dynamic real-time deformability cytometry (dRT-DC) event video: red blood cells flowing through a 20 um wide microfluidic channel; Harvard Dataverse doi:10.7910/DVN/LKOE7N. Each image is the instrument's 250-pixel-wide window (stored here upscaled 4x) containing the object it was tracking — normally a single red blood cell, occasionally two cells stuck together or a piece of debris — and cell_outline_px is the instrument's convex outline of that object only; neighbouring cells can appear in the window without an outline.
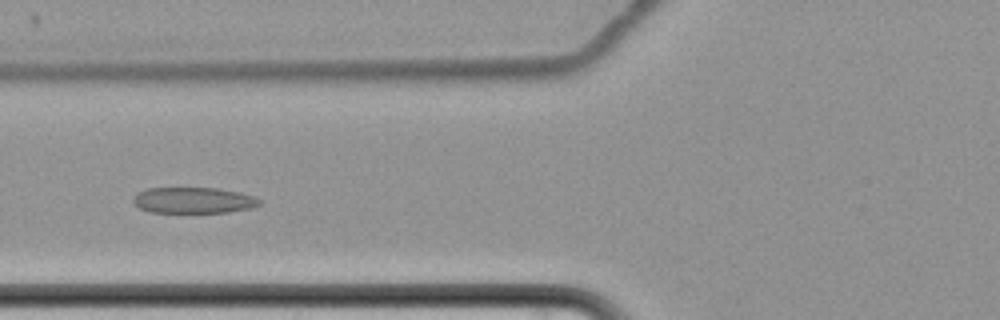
{"species": "common noctule bat (a hibernating species)", "species_latin": "Nyctalus noctula", "temperature_condition": "cold", "stored_images_in_passage": 68, "camera_frame_rate_fps": 3000, "um_per_image_px": 0.085, "animal": {"sex": "female", "body_mass_g": 22.7, "forearm_length_mm": 54.2}, "frame": {"image": 1, "passage_image": 31, "time_ms": 10.0, "image_size_px": [1000, 320], "cell_outline_px": [[260, 204], [252, 208], [228, 212], [152, 212], [140, 208], [132, 204], [132, 200], [140, 192], [148, 188], [216, 188], [240, 192], [256, 196], [260, 200]], "centroid_in_image_um": [16.48, 17.02], "position_along_channel_um": 109.3, "area_um2": 19.07}}
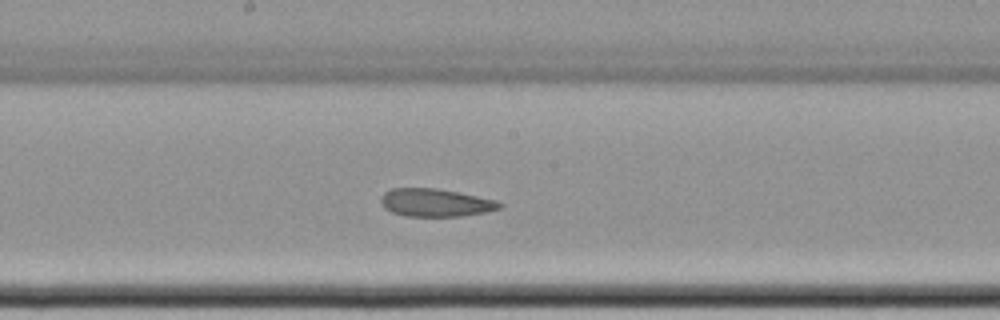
{"frame": {"image": 2, "passage_image": 40, "time_ms": 13.0, "image_size_px": [1000, 320], "cell_outline_px": [[504, 204], [500, 208], [484, 212], [460, 216], [408, 216], [392, 212], [384, 208], [380, 204], [380, 196], [384, 192], [392, 188], [436, 188], [496, 200]], "centroid_in_image_um": [36.97, 17.22], "position_along_channel_um": 211.2, "area_um2": 19.19}}
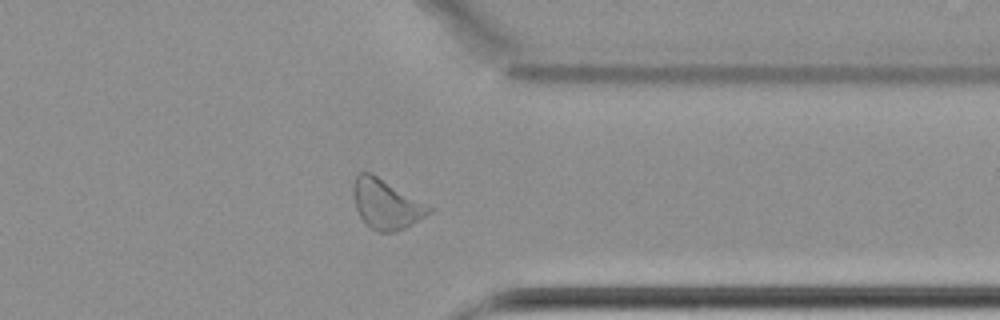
{"frame": {"image": 3, "passage_image": 55, "time_ms": 18.0, "image_size_px": [1000, 320], "cell_outline_px": [[432, 212], [404, 228], [396, 232], [376, 232], [360, 216], [356, 208], [352, 192], [352, 180], [360, 172], [372, 172], [432, 208]], "centroid_in_image_um": [32.77, 17.33], "position_along_channel_um": 378.6, "area_um2": 21.68}}